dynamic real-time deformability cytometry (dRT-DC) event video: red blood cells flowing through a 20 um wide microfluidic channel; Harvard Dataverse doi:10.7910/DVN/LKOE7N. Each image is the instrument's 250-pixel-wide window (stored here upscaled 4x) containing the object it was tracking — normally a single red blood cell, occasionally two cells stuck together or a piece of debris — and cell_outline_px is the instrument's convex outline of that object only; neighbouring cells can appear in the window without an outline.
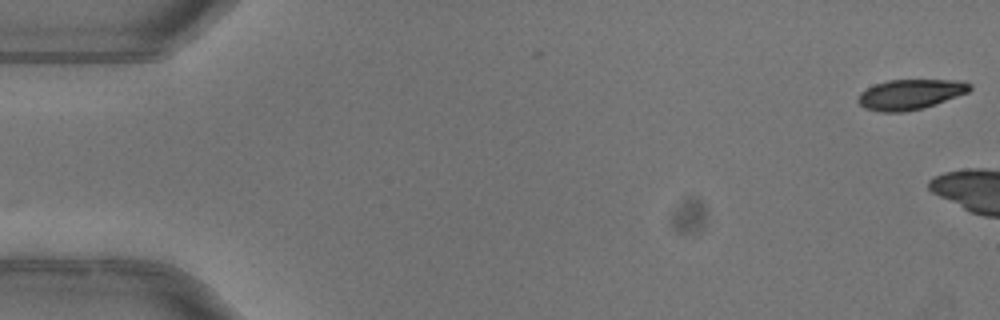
{"species": "common noctule bat (a hibernating species)", "species_latin": "Nyctalus noctula", "temperature_condition": "warm", "stored_images_in_passage": 5, "camera_frame_rate_fps": 3000, "um_per_image_px": 0.085, "animal": {"sex": "female"}, "frame": {"image": 1, "passage_image": 1, "time_ms": 0.0, "image_size_px": [1000, 320], "cell_outline_px": [[972, 88], [968, 92], [936, 104], [924, 108], [904, 112], [880, 112], [864, 108], [856, 100], [860, 92], [876, 84], [888, 80], [960, 80], [972, 84]], "centroid_in_image_um": [77.37, 8.03], "position_along_channel_um": 7.6, "area_um2": 19.71}}